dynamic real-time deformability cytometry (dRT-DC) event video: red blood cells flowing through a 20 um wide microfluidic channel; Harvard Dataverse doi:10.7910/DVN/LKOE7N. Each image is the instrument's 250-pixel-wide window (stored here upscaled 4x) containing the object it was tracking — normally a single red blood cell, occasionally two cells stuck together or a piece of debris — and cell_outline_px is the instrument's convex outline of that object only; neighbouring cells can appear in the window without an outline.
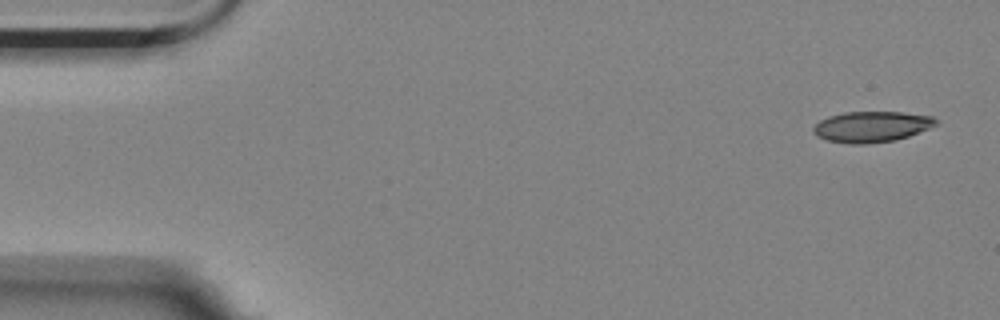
{"species": "Egyptian fruit bat (a non-hibernating species)", "species_latin": "Rousettus aegyptiacus", "temperature_condition": "room temperature", "stored_images_in_passage": 5, "camera_frame_rate_fps": 3000, "um_per_image_px": 0.085, "animal": {"sex": "female"}, "frame": {"image": 1, "passage_image": 1, "time_ms": 0.0, "image_size_px": [1000, 320], "cell_outline_px": [[936, 124], [928, 128], [908, 136], [896, 140], [868, 144], [852, 144], [828, 140], [816, 136], [812, 132], [812, 128], [820, 120], [828, 116], [844, 112], [900, 112], [932, 116], [936, 120]], "centroid_in_image_um": [74.04, 10.77], "position_along_channel_um": 11.0, "area_um2": 21.91}}
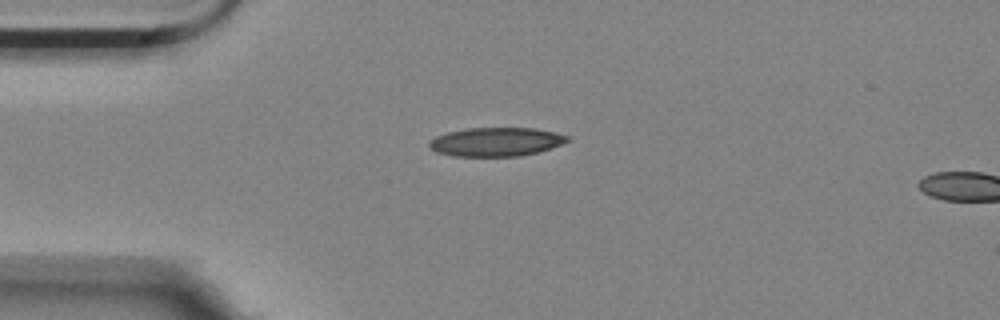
{"frame": {"image": 2, "passage_image": 4, "time_ms": 1.0, "image_size_px": [1000, 320], "cell_outline_px": [[572, 140], [552, 148], [520, 156], [452, 156], [436, 152], [428, 148], [428, 140], [436, 136], [448, 132], [468, 128], [536, 128], [572, 136]], "centroid_in_image_um": [42.18, 12.05], "position_along_channel_um": 42.8, "area_um2": 23.47}}